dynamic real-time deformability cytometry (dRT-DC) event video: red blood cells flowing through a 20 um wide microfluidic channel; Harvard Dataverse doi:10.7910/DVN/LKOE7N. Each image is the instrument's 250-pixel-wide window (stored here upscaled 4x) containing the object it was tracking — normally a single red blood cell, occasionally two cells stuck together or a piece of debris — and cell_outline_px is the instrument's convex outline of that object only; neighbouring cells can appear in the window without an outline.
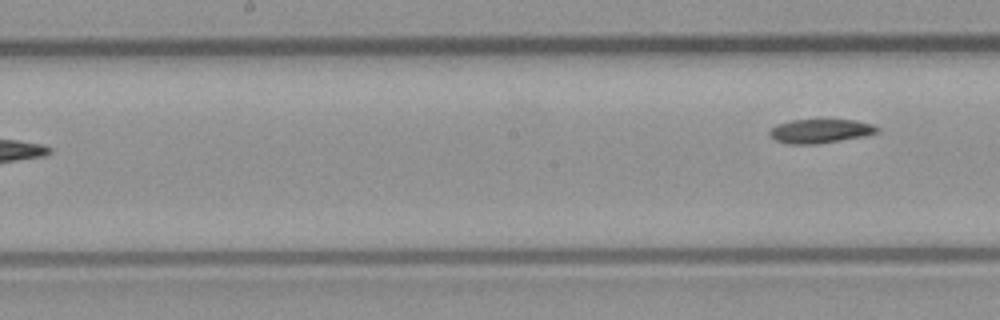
{"species": "common noctule bat (a hibernating species)", "species_latin": "Nyctalus noctula", "temperature_condition": "room temperature", "stored_images_in_passage": 7, "segment_of_instrument_passage": [2, 2], "camera_frame_rate_fps": 3000, "um_per_image_px": 0.085, "animal": {"sex": "male", "body_mass_g": 23.1, "forearm_length_mm": 52.7}, "frame": {"image": 1, "passage_image": 7, "time_ms": 7.0, "image_size_px": [1000, 320], "cell_outline_px": [[880, 132], [864, 136], [816, 144], [788, 144], [776, 140], [768, 136], [768, 132], [776, 124], [792, 120], [856, 120], [872, 124], [880, 128]], "centroid_in_image_um": [69.72, 11.14], "position_along_channel_um": 178.5, "area_um2": 15.09}}